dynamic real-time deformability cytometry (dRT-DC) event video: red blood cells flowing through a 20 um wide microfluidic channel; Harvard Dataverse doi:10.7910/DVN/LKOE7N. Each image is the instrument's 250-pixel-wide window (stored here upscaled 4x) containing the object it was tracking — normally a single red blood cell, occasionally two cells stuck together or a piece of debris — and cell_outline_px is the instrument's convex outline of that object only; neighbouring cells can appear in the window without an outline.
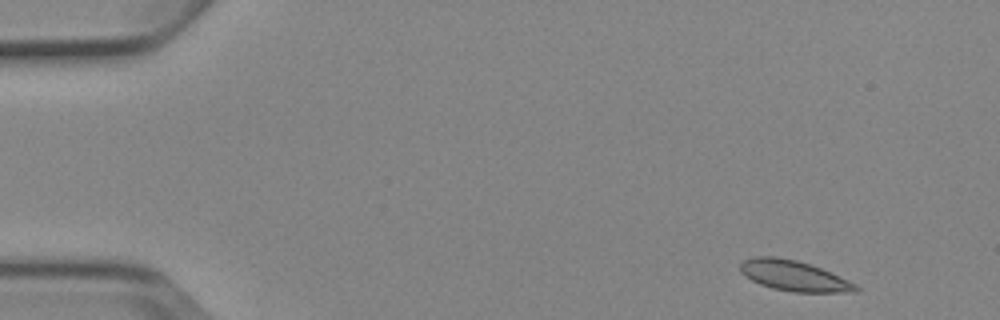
{"species": "Egyptian fruit bat (a non-hibernating species)", "species_latin": "Rousettus aegyptiacus", "temperature_condition": "cold", "stored_images_in_passage": 5, "segment_of_instrument_passage": [2, 2], "camera_frame_rate_fps": 3000, "um_per_image_px": 0.085, "animal": {"sex": "female"}, "frame": {"image": 1, "passage_image": 5, "time_ms": 5.667, "image_size_px": [1000, 320], "cell_outline_px": [[860, 288], [856, 292], [792, 292], [772, 288], [760, 284], [752, 280], [740, 272], [740, 264], [744, 260], [756, 256], [776, 256], [796, 260], [820, 268], [848, 280], [856, 284]], "centroid_in_image_um": [67.47, 23.44], "position_along_channel_um": 17.5, "area_um2": 20.35}}